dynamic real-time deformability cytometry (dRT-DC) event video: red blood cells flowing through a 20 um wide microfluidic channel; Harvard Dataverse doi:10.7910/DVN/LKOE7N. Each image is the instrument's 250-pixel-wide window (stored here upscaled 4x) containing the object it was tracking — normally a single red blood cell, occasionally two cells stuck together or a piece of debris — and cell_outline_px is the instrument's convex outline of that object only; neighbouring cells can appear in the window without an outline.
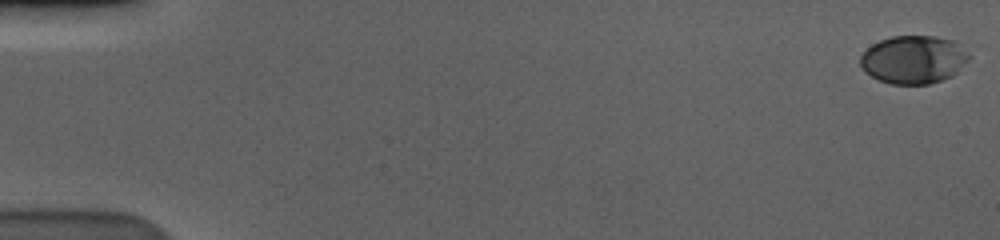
{"species": "human", "species_latin": "Homo sapiens", "temperature_condition": "cold", "stored_images_in_passage": 59, "camera_frame_rate_fps": 3000, "um_per_image_px": 0.085, "donor": {"sex": "male"}, "frame": {"image": 1, "passage_image": 1, "time_ms": 0.0, "image_size_px": [1000, 240], "cell_outline_px": [[972, 56], [952, 76], [928, 84], [892, 84], [880, 80], [864, 72], [860, 64], [860, 56], [872, 44], [880, 40], [892, 36], [932, 36], [956, 40]], "centroid_in_image_um": [77.66, 5.05], "position_along_channel_um": 7.3, "area_um2": 30.52}}
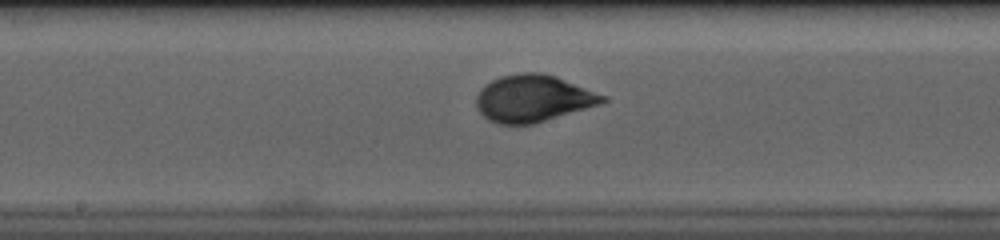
{"frame": {"image": 2, "passage_image": 32, "time_ms": 10.333, "image_size_px": [1000, 240], "cell_outline_px": [[608, 100], [600, 104], [532, 124], [496, 124], [488, 120], [476, 108], [476, 96], [492, 80], [500, 76], [520, 72], [540, 72], [556, 76], [608, 96]], "centroid_in_image_um": [45.32, 8.36], "position_along_channel_um": 202.9, "area_um2": 34.45}}
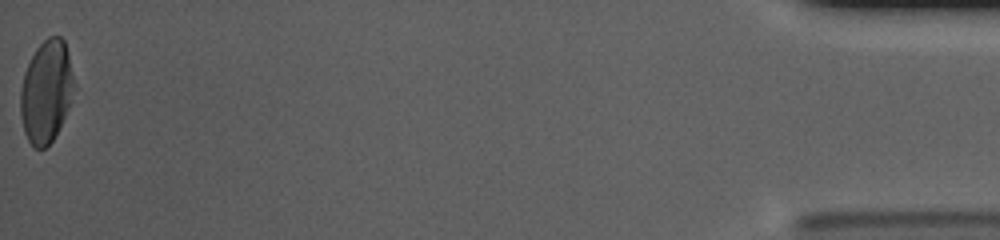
{"frame": {"image": 3, "passage_image": 59, "time_ms": 19.333, "image_size_px": [1000, 240], "cell_outline_px": [[72, 80], [68, 104], [64, 116], [52, 140], [44, 148], [32, 148], [24, 132], [20, 116], [20, 88], [24, 72], [36, 48], [48, 36], [60, 36], [64, 40], [68, 52], [72, 76]], "centroid_in_image_um": [3.87, 7.77], "position_along_channel_um": 431.3, "area_um2": 31.21}, "authors_computed_cell_mechanics": {"area_um2": 32.1946, "velocity_mm_per_s": 3.579, "shape_relaxation_time_tau1_ms": 3.4984, "shape_relaxation_time_tau2_ms": null, "deformation_change_tau1": 0.1531, "deformation_change_tau2": null}}